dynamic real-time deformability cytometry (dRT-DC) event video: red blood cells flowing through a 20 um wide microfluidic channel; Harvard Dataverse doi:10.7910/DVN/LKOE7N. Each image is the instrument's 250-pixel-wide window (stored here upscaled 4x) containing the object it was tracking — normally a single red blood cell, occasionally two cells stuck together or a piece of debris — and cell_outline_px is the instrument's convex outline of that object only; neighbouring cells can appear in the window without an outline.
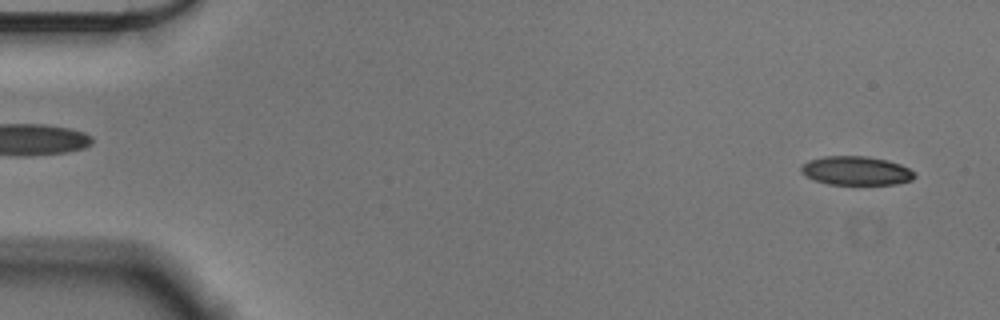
{"species": "Egyptian fruit bat (a non-hibernating species)", "species_latin": "Rousettus aegyptiacus", "temperature_condition": "cold", "stored_images_in_passage": 15, "camera_frame_rate_fps": 3000, "um_per_image_px": 0.085, "animal": {"sex": "male"}, "frame": {"image": 1, "passage_image": 3, "time_ms": 0.667, "image_size_px": [1000, 320], "cell_outline_px": [[916, 176], [912, 180], [896, 184], [828, 184], [816, 180], [800, 172], [800, 168], [808, 160], [824, 156], [864, 156], [888, 160], [900, 164], [916, 172]], "centroid_in_image_um": [72.8, 14.5], "position_along_channel_um": 12.2, "area_um2": 19.02}}
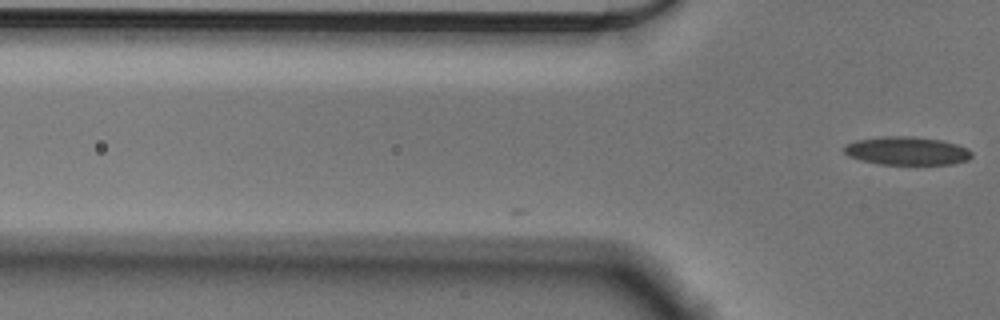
{"frame": {"image": 2, "passage_image": 15, "time_ms": 4.667, "image_size_px": [1000, 320], "cell_outline_px": [[972, 156], [968, 160], [952, 164], [880, 164], [848, 156], [844, 152], [844, 144], [856, 140], [884, 136], [916, 136], [940, 140], [956, 144], [968, 148], [972, 152]], "centroid_in_image_um": [77.1, 12.81], "position_along_channel_um": 48.7, "area_um2": 21.04}}